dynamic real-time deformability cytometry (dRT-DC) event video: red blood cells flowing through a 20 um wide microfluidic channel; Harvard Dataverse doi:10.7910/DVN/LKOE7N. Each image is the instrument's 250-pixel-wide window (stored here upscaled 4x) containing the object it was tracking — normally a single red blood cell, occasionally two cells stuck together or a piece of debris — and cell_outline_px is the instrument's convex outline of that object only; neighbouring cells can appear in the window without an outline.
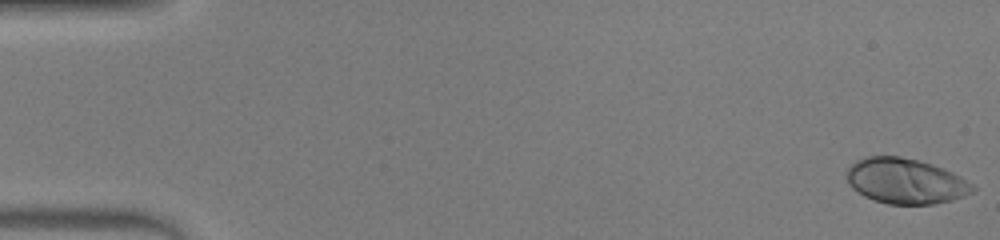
{"species": "human", "species_latin": "Homo sapiens", "temperature_condition": "warm", "stored_images_in_passage": 48, "camera_frame_rate_fps": 3000, "um_per_image_px": 0.085, "donor": {"sex": "male"}, "frame": {"image": 1, "passage_image": 1, "time_ms": 0.0, "image_size_px": [1000, 240], "cell_outline_px": [[976, 188], [972, 192], [964, 196], [952, 200], [932, 204], [888, 204], [864, 196], [852, 188], [848, 184], [848, 168], [856, 160], [864, 156], [900, 156], [920, 160], [944, 168], [960, 176], [972, 184]], "centroid_in_image_um": [76.98, 15.38], "position_along_channel_um": 8.0, "area_um2": 33.29}}
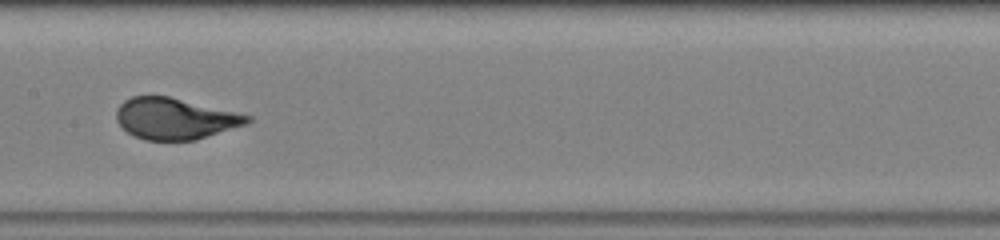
{"frame": {"image": 2, "passage_image": 25, "time_ms": 8.0, "image_size_px": [1000, 240], "cell_outline_px": [[252, 120], [248, 124], [196, 140], [144, 140], [128, 132], [116, 120], [116, 108], [124, 100], [132, 96], [168, 96], [236, 112], [252, 116]], "centroid_in_image_um": [14.89, 10.08], "position_along_channel_um": 192.5, "area_um2": 31.44}}
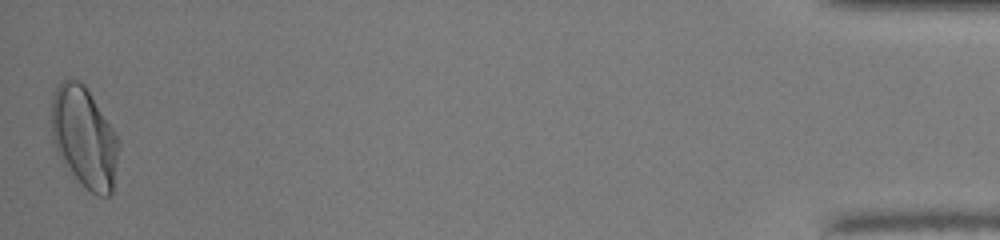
{"frame": {"image": 3, "passage_image": 48, "time_ms": 15.667, "image_size_px": [1000, 240], "cell_outline_px": [[120, 144], [112, 192], [108, 196], [96, 196], [72, 172], [56, 152], [52, 136], [52, 100], [56, 88], [64, 80], [80, 80], [84, 84], [116, 132], [120, 140]], "centroid_in_image_um": [7.19, 11.66], "position_along_channel_um": 428.0, "area_um2": 39.02}, "authors_computed_cell_mechanics": {"area_um2": 32.4258, "velocity_mm_per_s": 4.2718, "shape_relaxation_time_tau1_ms": 3.1639, "shape_relaxation_time_tau2_ms": null, "deformation_change_tau1": 0.1985, "deformation_change_tau2": null}}